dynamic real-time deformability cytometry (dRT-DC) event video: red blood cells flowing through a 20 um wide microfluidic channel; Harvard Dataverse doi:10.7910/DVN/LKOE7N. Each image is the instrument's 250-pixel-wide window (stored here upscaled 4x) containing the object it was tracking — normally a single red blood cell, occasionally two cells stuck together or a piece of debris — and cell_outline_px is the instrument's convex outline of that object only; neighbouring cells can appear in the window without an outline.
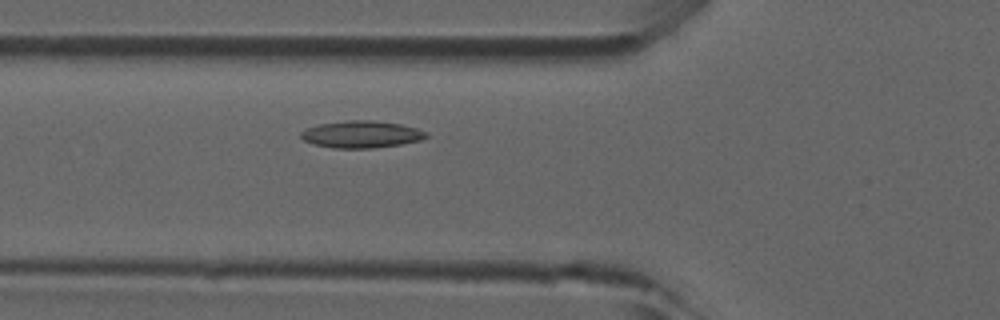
{"species": "common noctule bat (a hibernating species)", "species_latin": "Nyctalus noctula", "temperature_condition": "room temperature", "stored_images_in_passage": 27, "camera_frame_rate_fps": 3000, "um_per_image_px": 0.085, "animal": {"sex": "male", "forearm_length_mm": 52.5}, "frame": {"image": 1, "passage_image": 5, "time_ms": 1.333, "image_size_px": [1000, 320], "cell_outline_px": [[428, 136], [420, 140], [400, 144], [372, 148], [332, 148], [316, 144], [304, 140], [300, 136], [300, 132], [308, 128], [320, 124], [348, 120], [372, 120], [400, 124], [416, 128], [428, 132]], "centroid_in_image_um": [30.73, 11.41], "position_along_channel_um": 95.1, "area_um2": 19.54}}
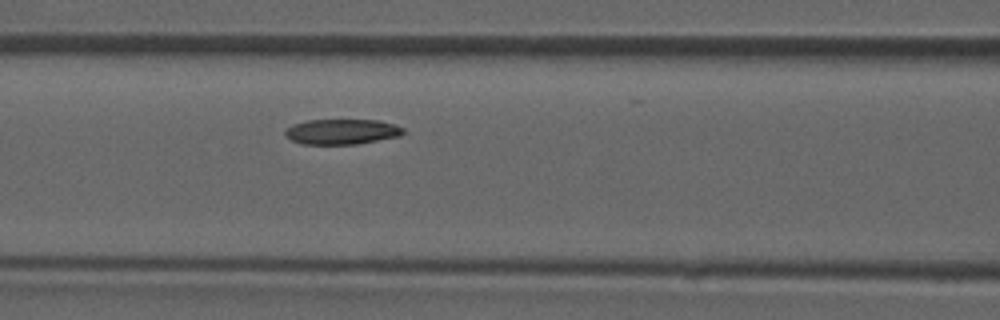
{"frame": {"image": 2, "passage_image": 8, "time_ms": 2.333, "image_size_px": [1000, 320], "cell_outline_px": [[404, 132], [400, 136], [356, 144], [300, 144], [284, 136], [284, 128], [292, 124], [308, 120], [380, 120], [404, 128]], "centroid_in_image_um": [29.0, 11.19], "position_along_channel_um": 137.6, "area_um2": 17.51}}
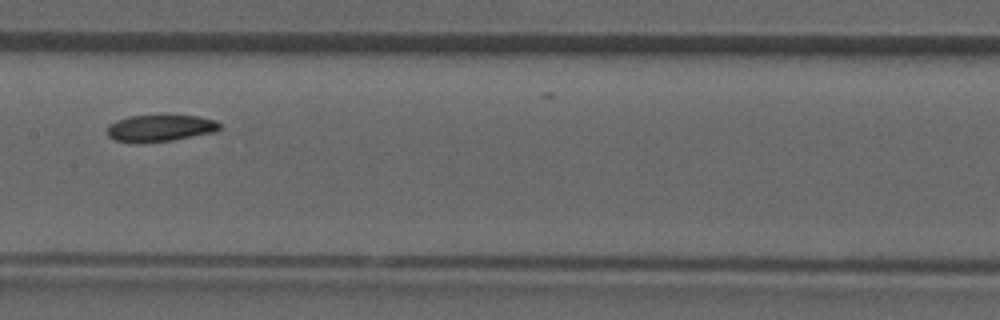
{"frame": {"image": 3, "passage_image": 12, "time_ms": 3.667, "image_size_px": [1000, 320], "cell_outline_px": [[220, 128], [212, 132], [172, 140], [136, 144], [112, 140], [108, 136], [108, 124], [116, 120], [128, 116], [160, 112], [200, 116], [216, 120], [220, 124]], "centroid_in_image_um": [13.56, 10.84], "position_along_channel_um": 193.8, "area_um2": 18.61}}